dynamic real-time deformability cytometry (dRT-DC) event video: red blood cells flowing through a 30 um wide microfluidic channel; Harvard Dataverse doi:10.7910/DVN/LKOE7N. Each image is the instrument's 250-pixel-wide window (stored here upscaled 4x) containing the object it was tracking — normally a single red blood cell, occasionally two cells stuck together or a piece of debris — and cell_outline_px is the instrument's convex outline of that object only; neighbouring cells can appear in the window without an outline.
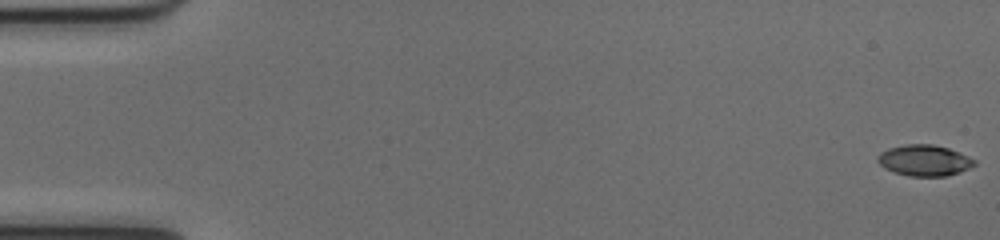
{"species": "common noctule bat (a hibernating species)", "species_latin": "Nyctalus noctula", "temperature_condition": "cold", "stored_images_in_passage": 53, "camera_frame_rate_fps": 3000, "um_per_image_px": 0.085, "animal": {"sex": "female", "body_mass_g": 17.0, "forearm_length_mm": 48.0}, "frame": {"image": 1, "passage_image": 1, "time_ms": 0.0, "image_size_px": [1000, 240], "cell_outline_px": [[976, 164], [960, 172], [948, 176], [908, 176], [884, 168], [876, 160], [888, 148], [908, 144], [932, 144], [948, 148], [976, 160]], "centroid_in_image_um": [78.59, 13.64], "position_along_channel_um": 6.4, "area_um2": 17.22}}
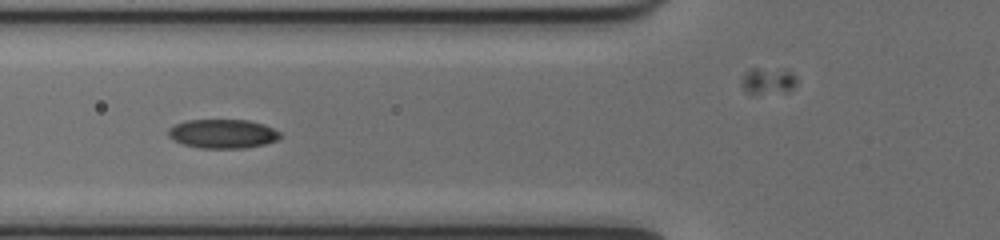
{"frame": {"image": 2, "passage_image": 21, "time_ms": 6.667, "image_size_px": [1000, 240], "cell_outline_px": [[280, 136], [276, 140], [264, 144], [244, 148], [200, 148], [184, 144], [172, 140], [168, 136], [168, 128], [176, 124], [188, 120], [248, 120], [264, 124], [280, 132]], "centroid_in_image_um": [18.91, 11.37], "position_along_channel_um": 106.9, "area_um2": 18.84}}
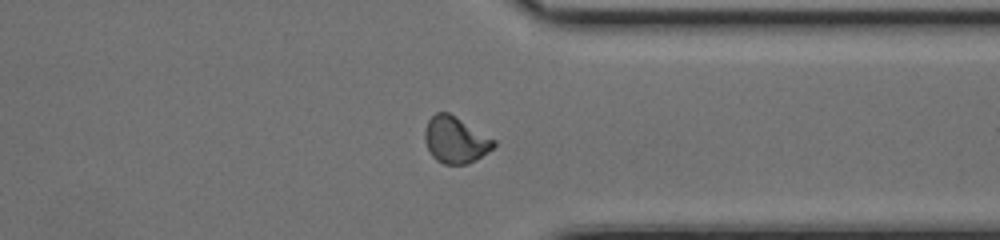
{"frame": {"image": 3, "passage_image": 41, "time_ms": 13.333, "image_size_px": [1000, 240], "cell_outline_px": [[496, 144], [492, 148], [476, 160], [468, 164], [444, 164], [436, 160], [432, 156], [428, 148], [424, 136], [424, 128], [428, 120], [436, 112], [448, 112], [496, 140]], "centroid_in_image_um": [38.7, 11.89], "position_along_channel_um": 372.7, "area_um2": 18.55}, "authors_computed_cell_mechanics": {"area_um2": 17.9758, "velocity_mm_per_s": 4.0173, "shape_relaxation_time_tau1_ms": null, "shape_relaxation_time_tau2_ms": 1.5924, "deformation_change_tau1": null, "deformation_change_tau2": 0.06}}